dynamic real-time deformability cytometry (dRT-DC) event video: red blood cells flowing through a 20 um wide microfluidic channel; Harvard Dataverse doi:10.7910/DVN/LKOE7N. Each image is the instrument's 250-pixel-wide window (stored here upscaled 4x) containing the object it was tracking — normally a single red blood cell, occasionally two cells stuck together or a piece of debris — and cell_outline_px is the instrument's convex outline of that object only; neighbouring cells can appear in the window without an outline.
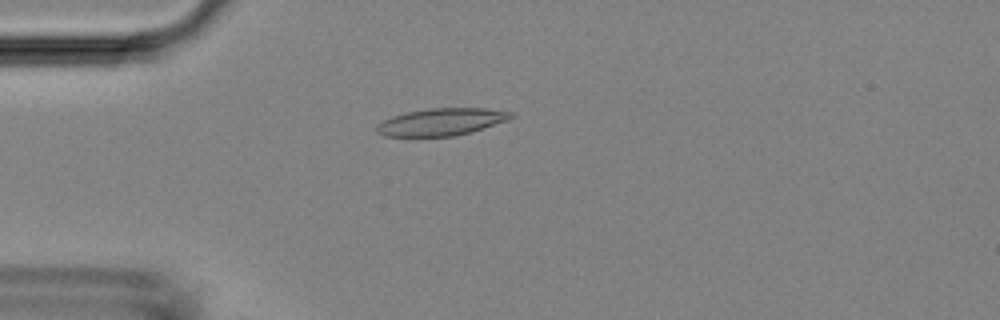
{"species": "Egyptian fruit bat (a non-hibernating species)", "species_latin": "Rousettus aegyptiacus", "temperature_condition": "room temperature", "stored_images_in_passage": 4, "camera_frame_rate_fps": 3000, "um_per_image_px": 0.085, "animal": {"sex": "female"}, "frame": {"image": 1, "passage_image": 4, "time_ms": 3.333, "image_size_px": [1000, 320], "cell_outline_px": [[516, 116], [508, 120], [472, 132], [452, 136], [384, 136], [376, 132], [376, 124], [392, 116], [408, 112], [428, 108], [484, 108], [512, 112]], "centroid_in_image_um": [37.53, 10.36], "position_along_channel_um": 47.5, "area_um2": 21.33}}